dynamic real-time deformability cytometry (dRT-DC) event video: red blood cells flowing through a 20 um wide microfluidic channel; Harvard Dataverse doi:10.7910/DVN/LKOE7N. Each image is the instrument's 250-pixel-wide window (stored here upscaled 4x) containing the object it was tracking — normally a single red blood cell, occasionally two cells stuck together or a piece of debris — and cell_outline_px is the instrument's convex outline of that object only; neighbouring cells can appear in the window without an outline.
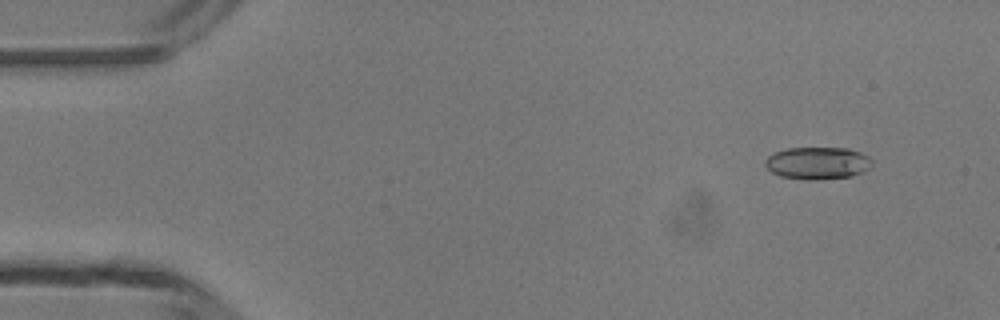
{"species": "common noctule bat (a hibernating species)", "species_latin": "Nyctalus noctula", "temperature_condition": "room temperature", "stored_images_in_passage": 3, "camera_frame_rate_fps": 3000, "um_per_image_px": 0.085, "animal": {"sex": "male", "body_mass_g": 13.3}, "frame": {"image": 1, "passage_image": 1, "time_ms": 0.0, "image_size_px": [1000, 320], "cell_outline_px": [[872, 164], [864, 172], [852, 176], [816, 180], [808, 180], [780, 176], [772, 172], [764, 164], [764, 160], [768, 156], [776, 152], [788, 148], [848, 148], [860, 152], [868, 156], [872, 160]], "centroid_in_image_um": [69.5, 13.86], "position_along_channel_um": 15.5, "area_um2": 20.17}}